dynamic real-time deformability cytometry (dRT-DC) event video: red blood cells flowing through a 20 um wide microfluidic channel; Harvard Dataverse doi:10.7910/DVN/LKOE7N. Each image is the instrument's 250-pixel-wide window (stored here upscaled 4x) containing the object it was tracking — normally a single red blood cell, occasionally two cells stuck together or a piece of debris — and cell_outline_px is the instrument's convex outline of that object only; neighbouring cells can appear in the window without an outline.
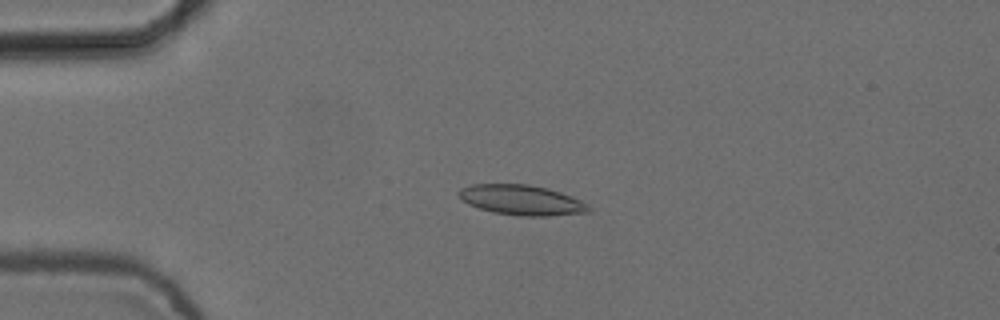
{"species": "common noctule bat (a hibernating species)", "species_latin": "Nyctalus noctula", "temperature_condition": "cold", "stored_images_in_passage": 5, "camera_frame_rate_fps": 3000, "um_per_image_px": 0.085, "animal": {"sex": "female", "body_mass_g": 24.6, "forearm_length_mm": 56.2}, "frame": {"image": 1, "passage_image": 3, "time_ms": 0.667, "image_size_px": [1000, 320], "cell_outline_px": [[592, 208], [588, 212], [548, 216], [520, 216], [492, 212], [468, 204], [460, 200], [456, 192], [460, 188], [472, 184], [528, 184], [548, 188], [560, 192], [580, 200], [588, 204]], "centroid_in_image_um": [44.29, 17.0], "position_along_channel_um": 40.7, "area_um2": 22.95}}
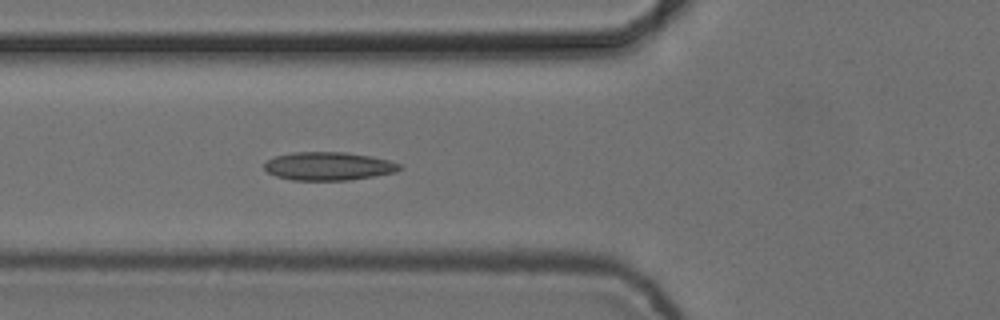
{"frame": {"image": 2, "passage_image": 5, "time_ms": 1.333, "image_size_px": [1000, 320], "cell_outline_px": [[404, 168], [396, 172], [376, 176], [348, 180], [292, 180], [276, 176], [268, 172], [264, 168], [264, 164], [268, 160], [276, 156], [292, 152], [344, 152], [372, 156], [388, 160], [400, 164]], "centroid_in_image_um": [27.95, 14.12], "position_along_channel_um": 97.8, "area_um2": 22.37}}